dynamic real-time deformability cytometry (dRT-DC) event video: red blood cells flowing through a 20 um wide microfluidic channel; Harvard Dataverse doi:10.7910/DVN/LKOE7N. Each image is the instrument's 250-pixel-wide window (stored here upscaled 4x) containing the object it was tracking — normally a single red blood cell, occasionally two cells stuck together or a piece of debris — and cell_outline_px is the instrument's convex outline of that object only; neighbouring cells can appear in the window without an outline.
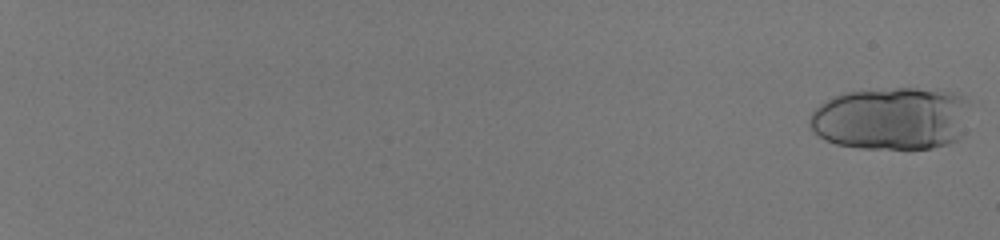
{"species": "human", "species_latin": "Homo sapiens", "temperature_condition": "room temperature", "stored_images_in_passage": 30, "camera_frame_rate_fps": 3000, "um_per_image_px": 0.085, "donor": {"sex": "male"}, "frame": {"image": 1, "passage_image": 1, "time_ms": 0.0, "image_size_px": [1000, 240], "cell_outline_px": [[968, 104], [960, 140], [948, 144], [932, 148], [860, 148], [836, 144], [824, 140], [808, 124], [808, 120], [812, 112], [820, 104], [832, 96], [844, 92], [896, 88], [940, 88], [968, 96]], "centroid_in_image_um": [75.79, 10.05], "position_along_channel_um": 9.2, "area_um2": 59.3}}
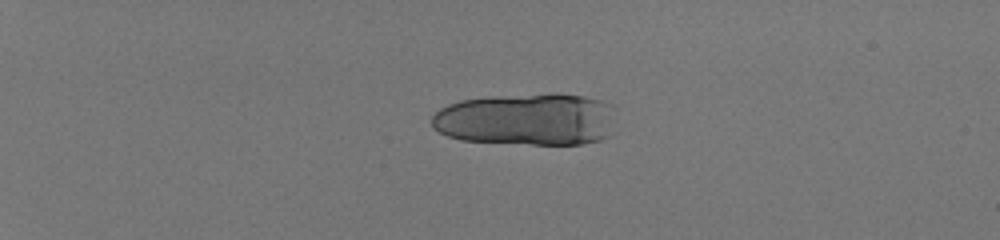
{"frame": {"image": 2, "passage_image": 17, "time_ms": 5.333, "image_size_px": [1000, 240], "cell_outline_px": [[616, 108], [608, 136], [600, 140], [584, 144], [532, 144], [460, 140], [448, 136], [432, 128], [432, 116], [440, 108], [448, 104], [460, 100], [488, 96], [552, 92], [556, 92], [584, 96], [600, 100], [612, 104]], "centroid_in_image_um": [44.79, 10.12], "position_along_channel_um": 40.2, "area_um2": 56.99}}